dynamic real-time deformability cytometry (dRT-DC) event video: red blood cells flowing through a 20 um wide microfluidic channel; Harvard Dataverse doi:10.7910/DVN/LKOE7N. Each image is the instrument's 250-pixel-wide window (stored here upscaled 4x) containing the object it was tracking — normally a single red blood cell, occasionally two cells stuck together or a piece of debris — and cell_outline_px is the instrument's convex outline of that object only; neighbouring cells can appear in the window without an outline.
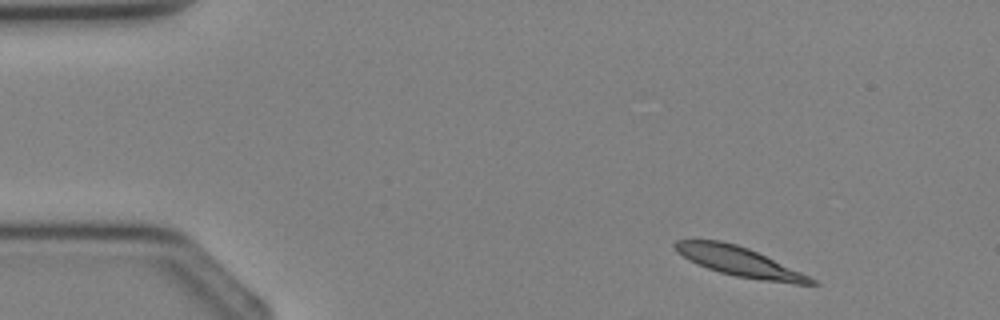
{"species": "Egyptian fruit bat (a non-hibernating species)", "species_latin": "Rousettus aegyptiacus", "temperature_condition": "cold", "stored_images_in_passage": 3, "camera_frame_rate_fps": 3000, "um_per_image_px": 0.085, "animal": {"sex": "female"}, "frame": {"image": 1, "passage_image": 1, "time_ms": 0.0, "image_size_px": [1000, 320], "cell_outline_px": [[820, 284], [796, 284], [764, 280], [736, 276], [720, 272], [708, 268], [688, 260], [676, 252], [672, 244], [676, 240], [720, 240], [736, 244], [748, 248], [800, 272], [816, 280]], "centroid_in_image_um": [62.78, 22.22], "position_along_channel_um": 22.2, "area_um2": 22.95}}